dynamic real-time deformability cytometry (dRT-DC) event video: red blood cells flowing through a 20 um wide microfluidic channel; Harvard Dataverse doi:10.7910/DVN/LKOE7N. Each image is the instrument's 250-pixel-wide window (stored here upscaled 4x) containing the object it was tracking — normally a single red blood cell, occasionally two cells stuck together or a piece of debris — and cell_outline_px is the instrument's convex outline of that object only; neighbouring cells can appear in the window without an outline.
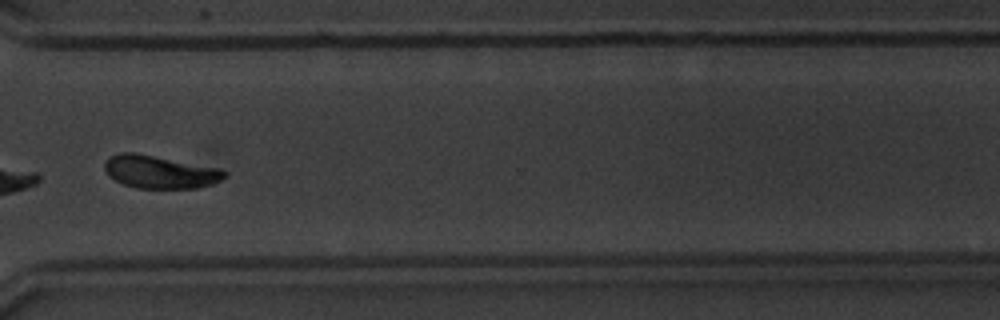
{"species": "common noctule bat (a hibernating species)", "species_latin": "Nyctalus noctula", "temperature_condition": "warm", "stored_images_in_passage": 41, "camera_frame_rate_fps": 3000, "um_per_image_px": 0.085, "animal": {"sex": "male", "body_mass_g": 20.1, "forearm_length_mm": 53.5}, "frame": {"image": 1, "passage_image": 30, "time_ms": 9.667, "image_size_px": [1000, 320], "cell_outline_px": [[228, 176], [212, 184], [196, 188], [136, 188], [124, 184], [108, 176], [104, 168], [104, 164], [112, 156], [120, 152], [136, 152], [220, 168], [228, 172]], "centroid_in_image_um": [13.62, 14.61], "position_along_channel_um": 357.0, "area_um2": 23.06}, "authors_computed_cell_mechanics": {"area_um2": 23.8714, "velocity_mm_per_s": 3.7729, "shape_relaxation_time_tau1_ms": 2.6504, "shape_relaxation_time_tau2_ms": 2.0914, "deformation_change_tau1": 0.1378, "deformation_change_tau2": 0.0669}}